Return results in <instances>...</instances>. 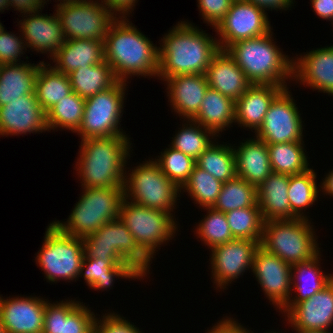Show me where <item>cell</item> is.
<instances>
[{
	"label": "cell",
	"mask_w": 333,
	"mask_h": 333,
	"mask_svg": "<svg viewBox=\"0 0 333 333\" xmlns=\"http://www.w3.org/2000/svg\"><path fill=\"white\" fill-rule=\"evenodd\" d=\"M266 333H280V332H277V331H275V332H274V331L267 332V331H266ZM281 333H282V332H281Z\"/></svg>",
	"instance_id": "94428289"
},
{
	"label": "cell",
	"mask_w": 333,
	"mask_h": 333,
	"mask_svg": "<svg viewBox=\"0 0 333 333\" xmlns=\"http://www.w3.org/2000/svg\"><path fill=\"white\" fill-rule=\"evenodd\" d=\"M234 0H197L199 13L208 26L216 28L224 19Z\"/></svg>",
	"instance_id": "7dc6e473"
},
{
	"label": "cell",
	"mask_w": 333,
	"mask_h": 333,
	"mask_svg": "<svg viewBox=\"0 0 333 333\" xmlns=\"http://www.w3.org/2000/svg\"><path fill=\"white\" fill-rule=\"evenodd\" d=\"M27 62L0 65V107L35 93V82L39 68L44 64Z\"/></svg>",
	"instance_id": "4dcf8cb0"
},
{
	"label": "cell",
	"mask_w": 333,
	"mask_h": 333,
	"mask_svg": "<svg viewBox=\"0 0 333 333\" xmlns=\"http://www.w3.org/2000/svg\"><path fill=\"white\" fill-rule=\"evenodd\" d=\"M222 182L214 178L211 174L194 166L188 180L181 187V191L190 195L193 203L198 207L212 208L222 188Z\"/></svg>",
	"instance_id": "60d3db41"
},
{
	"label": "cell",
	"mask_w": 333,
	"mask_h": 333,
	"mask_svg": "<svg viewBox=\"0 0 333 333\" xmlns=\"http://www.w3.org/2000/svg\"><path fill=\"white\" fill-rule=\"evenodd\" d=\"M45 305L42 333H94L96 315L76 299Z\"/></svg>",
	"instance_id": "d6986e66"
},
{
	"label": "cell",
	"mask_w": 333,
	"mask_h": 333,
	"mask_svg": "<svg viewBox=\"0 0 333 333\" xmlns=\"http://www.w3.org/2000/svg\"><path fill=\"white\" fill-rule=\"evenodd\" d=\"M326 177H324L323 181H321V192L322 195H329L331 197H333V169L332 171H329L327 175H325Z\"/></svg>",
	"instance_id": "db71d44e"
},
{
	"label": "cell",
	"mask_w": 333,
	"mask_h": 333,
	"mask_svg": "<svg viewBox=\"0 0 333 333\" xmlns=\"http://www.w3.org/2000/svg\"><path fill=\"white\" fill-rule=\"evenodd\" d=\"M237 319L225 316L223 319L214 324L206 333H253V331L245 328Z\"/></svg>",
	"instance_id": "c3c4849f"
},
{
	"label": "cell",
	"mask_w": 333,
	"mask_h": 333,
	"mask_svg": "<svg viewBox=\"0 0 333 333\" xmlns=\"http://www.w3.org/2000/svg\"><path fill=\"white\" fill-rule=\"evenodd\" d=\"M296 56L293 57V81L333 96V45Z\"/></svg>",
	"instance_id": "ffe728a7"
},
{
	"label": "cell",
	"mask_w": 333,
	"mask_h": 333,
	"mask_svg": "<svg viewBox=\"0 0 333 333\" xmlns=\"http://www.w3.org/2000/svg\"><path fill=\"white\" fill-rule=\"evenodd\" d=\"M217 137L235 123V101L209 87L197 115L192 119Z\"/></svg>",
	"instance_id": "1f68e13d"
},
{
	"label": "cell",
	"mask_w": 333,
	"mask_h": 333,
	"mask_svg": "<svg viewBox=\"0 0 333 333\" xmlns=\"http://www.w3.org/2000/svg\"><path fill=\"white\" fill-rule=\"evenodd\" d=\"M289 181L290 175L272 172L256 188L257 204L264 221L290 219Z\"/></svg>",
	"instance_id": "f1b7e54d"
},
{
	"label": "cell",
	"mask_w": 333,
	"mask_h": 333,
	"mask_svg": "<svg viewBox=\"0 0 333 333\" xmlns=\"http://www.w3.org/2000/svg\"><path fill=\"white\" fill-rule=\"evenodd\" d=\"M10 8H14L15 11H19L22 15L28 14L30 12H37L44 9L43 3L41 0H9Z\"/></svg>",
	"instance_id": "816d5d0a"
},
{
	"label": "cell",
	"mask_w": 333,
	"mask_h": 333,
	"mask_svg": "<svg viewBox=\"0 0 333 333\" xmlns=\"http://www.w3.org/2000/svg\"><path fill=\"white\" fill-rule=\"evenodd\" d=\"M129 136L81 140L76 166L81 186L88 188L123 187L132 147Z\"/></svg>",
	"instance_id": "3957f363"
},
{
	"label": "cell",
	"mask_w": 333,
	"mask_h": 333,
	"mask_svg": "<svg viewBox=\"0 0 333 333\" xmlns=\"http://www.w3.org/2000/svg\"><path fill=\"white\" fill-rule=\"evenodd\" d=\"M283 89L273 84H252L235 101V123L256 133L263 124L271 102Z\"/></svg>",
	"instance_id": "cb8c5ba5"
},
{
	"label": "cell",
	"mask_w": 333,
	"mask_h": 333,
	"mask_svg": "<svg viewBox=\"0 0 333 333\" xmlns=\"http://www.w3.org/2000/svg\"><path fill=\"white\" fill-rule=\"evenodd\" d=\"M291 267L261 246L255 251L251 272L269 302L279 311L292 295Z\"/></svg>",
	"instance_id": "2e32d148"
},
{
	"label": "cell",
	"mask_w": 333,
	"mask_h": 333,
	"mask_svg": "<svg viewBox=\"0 0 333 333\" xmlns=\"http://www.w3.org/2000/svg\"><path fill=\"white\" fill-rule=\"evenodd\" d=\"M310 2L317 16L333 22V0H310Z\"/></svg>",
	"instance_id": "f5cc1de1"
},
{
	"label": "cell",
	"mask_w": 333,
	"mask_h": 333,
	"mask_svg": "<svg viewBox=\"0 0 333 333\" xmlns=\"http://www.w3.org/2000/svg\"><path fill=\"white\" fill-rule=\"evenodd\" d=\"M9 0H0V12H4V10H9Z\"/></svg>",
	"instance_id": "11a10c76"
},
{
	"label": "cell",
	"mask_w": 333,
	"mask_h": 333,
	"mask_svg": "<svg viewBox=\"0 0 333 333\" xmlns=\"http://www.w3.org/2000/svg\"><path fill=\"white\" fill-rule=\"evenodd\" d=\"M57 1L60 2L59 4L57 3V5H63L66 2L73 1V0H57ZM41 2L43 3V6H44L45 4H47L46 2H49V0H47V1L46 0H41Z\"/></svg>",
	"instance_id": "6f0895ef"
},
{
	"label": "cell",
	"mask_w": 333,
	"mask_h": 333,
	"mask_svg": "<svg viewBox=\"0 0 333 333\" xmlns=\"http://www.w3.org/2000/svg\"><path fill=\"white\" fill-rule=\"evenodd\" d=\"M102 320H101V319ZM133 322L130 323L123 316L115 314V312L105 313L101 317H96L95 332L96 333H144L140 331Z\"/></svg>",
	"instance_id": "bcb514c9"
},
{
	"label": "cell",
	"mask_w": 333,
	"mask_h": 333,
	"mask_svg": "<svg viewBox=\"0 0 333 333\" xmlns=\"http://www.w3.org/2000/svg\"><path fill=\"white\" fill-rule=\"evenodd\" d=\"M304 143L267 144L272 172L296 175L310 169Z\"/></svg>",
	"instance_id": "d590c367"
},
{
	"label": "cell",
	"mask_w": 333,
	"mask_h": 333,
	"mask_svg": "<svg viewBox=\"0 0 333 333\" xmlns=\"http://www.w3.org/2000/svg\"><path fill=\"white\" fill-rule=\"evenodd\" d=\"M159 44L160 80L177 75L205 74L220 50L216 37H211L188 20L173 26Z\"/></svg>",
	"instance_id": "6da1fadb"
},
{
	"label": "cell",
	"mask_w": 333,
	"mask_h": 333,
	"mask_svg": "<svg viewBox=\"0 0 333 333\" xmlns=\"http://www.w3.org/2000/svg\"><path fill=\"white\" fill-rule=\"evenodd\" d=\"M273 32L240 40L226 51L252 84H273L287 88L293 81L294 59L275 44Z\"/></svg>",
	"instance_id": "277c9868"
},
{
	"label": "cell",
	"mask_w": 333,
	"mask_h": 333,
	"mask_svg": "<svg viewBox=\"0 0 333 333\" xmlns=\"http://www.w3.org/2000/svg\"><path fill=\"white\" fill-rule=\"evenodd\" d=\"M316 179L317 174L313 168L300 174L290 175L287 191L290 202V219H309L305 211L310 206L315 205L314 203L318 201L319 192L321 191L320 184L317 186Z\"/></svg>",
	"instance_id": "836d02e7"
},
{
	"label": "cell",
	"mask_w": 333,
	"mask_h": 333,
	"mask_svg": "<svg viewBox=\"0 0 333 333\" xmlns=\"http://www.w3.org/2000/svg\"><path fill=\"white\" fill-rule=\"evenodd\" d=\"M295 333H331V332L323 331V330H314V331L303 330V331H296Z\"/></svg>",
	"instance_id": "9f6ffc18"
},
{
	"label": "cell",
	"mask_w": 333,
	"mask_h": 333,
	"mask_svg": "<svg viewBox=\"0 0 333 333\" xmlns=\"http://www.w3.org/2000/svg\"><path fill=\"white\" fill-rule=\"evenodd\" d=\"M82 191L67 221L51 222L64 234L79 238L92 234L105 223L119 218L124 198L123 187H82Z\"/></svg>",
	"instance_id": "5b68a950"
},
{
	"label": "cell",
	"mask_w": 333,
	"mask_h": 333,
	"mask_svg": "<svg viewBox=\"0 0 333 333\" xmlns=\"http://www.w3.org/2000/svg\"><path fill=\"white\" fill-rule=\"evenodd\" d=\"M126 17L117 18L104 39L105 61L118 81L134 77H158L159 49Z\"/></svg>",
	"instance_id": "7a4b0ae2"
},
{
	"label": "cell",
	"mask_w": 333,
	"mask_h": 333,
	"mask_svg": "<svg viewBox=\"0 0 333 333\" xmlns=\"http://www.w3.org/2000/svg\"><path fill=\"white\" fill-rule=\"evenodd\" d=\"M247 2L253 3L257 7L263 9L264 11L268 10H289L288 8H291L294 6L293 0H245ZM293 4V5H292Z\"/></svg>",
	"instance_id": "f907efd6"
},
{
	"label": "cell",
	"mask_w": 333,
	"mask_h": 333,
	"mask_svg": "<svg viewBox=\"0 0 333 333\" xmlns=\"http://www.w3.org/2000/svg\"><path fill=\"white\" fill-rule=\"evenodd\" d=\"M164 81L171 109L180 118L192 120L197 115L209 88L205 74L177 75Z\"/></svg>",
	"instance_id": "603a6c76"
},
{
	"label": "cell",
	"mask_w": 333,
	"mask_h": 333,
	"mask_svg": "<svg viewBox=\"0 0 333 333\" xmlns=\"http://www.w3.org/2000/svg\"><path fill=\"white\" fill-rule=\"evenodd\" d=\"M0 333H6V330L3 328L1 323H0Z\"/></svg>",
	"instance_id": "680465c9"
},
{
	"label": "cell",
	"mask_w": 333,
	"mask_h": 333,
	"mask_svg": "<svg viewBox=\"0 0 333 333\" xmlns=\"http://www.w3.org/2000/svg\"><path fill=\"white\" fill-rule=\"evenodd\" d=\"M205 76L209 87L234 101L252 85L226 50H219L213 57Z\"/></svg>",
	"instance_id": "d4e9b609"
},
{
	"label": "cell",
	"mask_w": 333,
	"mask_h": 333,
	"mask_svg": "<svg viewBox=\"0 0 333 333\" xmlns=\"http://www.w3.org/2000/svg\"><path fill=\"white\" fill-rule=\"evenodd\" d=\"M179 129L172 137L173 140L169 146L194 160L215 142L214 137H217L211 130L190 119H184L182 128Z\"/></svg>",
	"instance_id": "74e56055"
},
{
	"label": "cell",
	"mask_w": 333,
	"mask_h": 333,
	"mask_svg": "<svg viewBox=\"0 0 333 333\" xmlns=\"http://www.w3.org/2000/svg\"><path fill=\"white\" fill-rule=\"evenodd\" d=\"M254 137V138H253ZM234 146L236 175L256 188L272 173L267 144L253 136Z\"/></svg>",
	"instance_id": "484cf974"
},
{
	"label": "cell",
	"mask_w": 333,
	"mask_h": 333,
	"mask_svg": "<svg viewBox=\"0 0 333 333\" xmlns=\"http://www.w3.org/2000/svg\"><path fill=\"white\" fill-rule=\"evenodd\" d=\"M127 86L126 82L118 81L108 90L85 99L83 120L76 132L81 140L127 136L120 124L125 107L124 102H126L124 100Z\"/></svg>",
	"instance_id": "8fae6325"
},
{
	"label": "cell",
	"mask_w": 333,
	"mask_h": 333,
	"mask_svg": "<svg viewBox=\"0 0 333 333\" xmlns=\"http://www.w3.org/2000/svg\"><path fill=\"white\" fill-rule=\"evenodd\" d=\"M289 87L284 88L271 102L262 126L255 136L266 144L304 142L300 111Z\"/></svg>",
	"instance_id": "4fadbf2b"
},
{
	"label": "cell",
	"mask_w": 333,
	"mask_h": 333,
	"mask_svg": "<svg viewBox=\"0 0 333 333\" xmlns=\"http://www.w3.org/2000/svg\"><path fill=\"white\" fill-rule=\"evenodd\" d=\"M68 76L72 91L84 99L108 90L118 82L112 67L106 61L78 68Z\"/></svg>",
	"instance_id": "d6a6232c"
},
{
	"label": "cell",
	"mask_w": 333,
	"mask_h": 333,
	"mask_svg": "<svg viewBox=\"0 0 333 333\" xmlns=\"http://www.w3.org/2000/svg\"><path fill=\"white\" fill-rule=\"evenodd\" d=\"M84 106L85 99L75 92L59 100L46 112L49 132L61 128L76 133L83 120Z\"/></svg>",
	"instance_id": "f35d334b"
},
{
	"label": "cell",
	"mask_w": 333,
	"mask_h": 333,
	"mask_svg": "<svg viewBox=\"0 0 333 333\" xmlns=\"http://www.w3.org/2000/svg\"><path fill=\"white\" fill-rule=\"evenodd\" d=\"M206 210L207 215L203 216L204 219L200 220L196 225L194 231L197 238L208 246L209 249L222 245L234 237L231 234V229L223 212L217 211L213 208H203Z\"/></svg>",
	"instance_id": "7bdbcfd3"
},
{
	"label": "cell",
	"mask_w": 333,
	"mask_h": 333,
	"mask_svg": "<svg viewBox=\"0 0 333 333\" xmlns=\"http://www.w3.org/2000/svg\"><path fill=\"white\" fill-rule=\"evenodd\" d=\"M55 7L66 40L104 41L110 25L117 19L100 0H73Z\"/></svg>",
	"instance_id": "7c38bea8"
},
{
	"label": "cell",
	"mask_w": 333,
	"mask_h": 333,
	"mask_svg": "<svg viewBox=\"0 0 333 333\" xmlns=\"http://www.w3.org/2000/svg\"><path fill=\"white\" fill-rule=\"evenodd\" d=\"M168 147L160 152L161 155H158V158H155L154 161L167 178L181 188L192 173L196 160L181 151Z\"/></svg>",
	"instance_id": "ee69618b"
},
{
	"label": "cell",
	"mask_w": 333,
	"mask_h": 333,
	"mask_svg": "<svg viewBox=\"0 0 333 333\" xmlns=\"http://www.w3.org/2000/svg\"><path fill=\"white\" fill-rule=\"evenodd\" d=\"M137 2L138 0H101V3L117 18L130 17Z\"/></svg>",
	"instance_id": "681fc988"
},
{
	"label": "cell",
	"mask_w": 333,
	"mask_h": 333,
	"mask_svg": "<svg viewBox=\"0 0 333 333\" xmlns=\"http://www.w3.org/2000/svg\"><path fill=\"white\" fill-rule=\"evenodd\" d=\"M256 205V187L236 176L222 184L221 191L212 208L226 213L235 209L255 207Z\"/></svg>",
	"instance_id": "ab89813d"
},
{
	"label": "cell",
	"mask_w": 333,
	"mask_h": 333,
	"mask_svg": "<svg viewBox=\"0 0 333 333\" xmlns=\"http://www.w3.org/2000/svg\"><path fill=\"white\" fill-rule=\"evenodd\" d=\"M174 214L151 209L123 198L119 219L128 228L138 247L152 260L160 245L168 243L177 234ZM167 241V242H166Z\"/></svg>",
	"instance_id": "9c48e42d"
},
{
	"label": "cell",
	"mask_w": 333,
	"mask_h": 333,
	"mask_svg": "<svg viewBox=\"0 0 333 333\" xmlns=\"http://www.w3.org/2000/svg\"><path fill=\"white\" fill-rule=\"evenodd\" d=\"M56 71L68 75L72 71L105 61L104 41L90 39L65 40L51 59Z\"/></svg>",
	"instance_id": "83f0119b"
},
{
	"label": "cell",
	"mask_w": 333,
	"mask_h": 333,
	"mask_svg": "<svg viewBox=\"0 0 333 333\" xmlns=\"http://www.w3.org/2000/svg\"><path fill=\"white\" fill-rule=\"evenodd\" d=\"M5 29H4V26H3V24L0 22V34L4 31Z\"/></svg>",
	"instance_id": "91938a15"
},
{
	"label": "cell",
	"mask_w": 333,
	"mask_h": 333,
	"mask_svg": "<svg viewBox=\"0 0 333 333\" xmlns=\"http://www.w3.org/2000/svg\"><path fill=\"white\" fill-rule=\"evenodd\" d=\"M261 241L234 238L210 249L212 282L219 289L226 290L245 270H251L255 251Z\"/></svg>",
	"instance_id": "9a60e30c"
},
{
	"label": "cell",
	"mask_w": 333,
	"mask_h": 333,
	"mask_svg": "<svg viewBox=\"0 0 333 333\" xmlns=\"http://www.w3.org/2000/svg\"><path fill=\"white\" fill-rule=\"evenodd\" d=\"M84 278L88 287L94 291H105L114 285L115 277L119 279H139L143 276L127 261H104L101 258L85 257L82 261L79 277ZM141 278V279H140Z\"/></svg>",
	"instance_id": "f546056e"
},
{
	"label": "cell",
	"mask_w": 333,
	"mask_h": 333,
	"mask_svg": "<svg viewBox=\"0 0 333 333\" xmlns=\"http://www.w3.org/2000/svg\"><path fill=\"white\" fill-rule=\"evenodd\" d=\"M82 239L85 257L127 261L143 277L149 276L152 260L138 247L133 235L119 218L105 223Z\"/></svg>",
	"instance_id": "ba28073f"
},
{
	"label": "cell",
	"mask_w": 333,
	"mask_h": 333,
	"mask_svg": "<svg viewBox=\"0 0 333 333\" xmlns=\"http://www.w3.org/2000/svg\"><path fill=\"white\" fill-rule=\"evenodd\" d=\"M309 219L264 221L260 246L289 265L306 262L321 253Z\"/></svg>",
	"instance_id": "8992f818"
},
{
	"label": "cell",
	"mask_w": 333,
	"mask_h": 333,
	"mask_svg": "<svg viewBox=\"0 0 333 333\" xmlns=\"http://www.w3.org/2000/svg\"><path fill=\"white\" fill-rule=\"evenodd\" d=\"M2 297L0 323L6 333H42L47 299L32 295Z\"/></svg>",
	"instance_id": "ac0fdd59"
},
{
	"label": "cell",
	"mask_w": 333,
	"mask_h": 333,
	"mask_svg": "<svg viewBox=\"0 0 333 333\" xmlns=\"http://www.w3.org/2000/svg\"><path fill=\"white\" fill-rule=\"evenodd\" d=\"M214 30L220 50H226L235 42L266 35L273 29L266 11L245 0H234Z\"/></svg>",
	"instance_id": "5bb4252c"
},
{
	"label": "cell",
	"mask_w": 333,
	"mask_h": 333,
	"mask_svg": "<svg viewBox=\"0 0 333 333\" xmlns=\"http://www.w3.org/2000/svg\"><path fill=\"white\" fill-rule=\"evenodd\" d=\"M16 35L12 32L9 33L7 30H4L0 34V65L23 63V61H20V58L26 54L27 47L23 36H21L22 33L19 34V37Z\"/></svg>",
	"instance_id": "f6af8a7d"
},
{
	"label": "cell",
	"mask_w": 333,
	"mask_h": 333,
	"mask_svg": "<svg viewBox=\"0 0 333 333\" xmlns=\"http://www.w3.org/2000/svg\"><path fill=\"white\" fill-rule=\"evenodd\" d=\"M49 131L46 112L35 93L0 107V136H19Z\"/></svg>",
	"instance_id": "e0dca14e"
},
{
	"label": "cell",
	"mask_w": 333,
	"mask_h": 333,
	"mask_svg": "<svg viewBox=\"0 0 333 333\" xmlns=\"http://www.w3.org/2000/svg\"><path fill=\"white\" fill-rule=\"evenodd\" d=\"M213 142L197 159L196 166L222 183L235 178L236 165L232 144Z\"/></svg>",
	"instance_id": "8d00e7d4"
},
{
	"label": "cell",
	"mask_w": 333,
	"mask_h": 333,
	"mask_svg": "<svg viewBox=\"0 0 333 333\" xmlns=\"http://www.w3.org/2000/svg\"><path fill=\"white\" fill-rule=\"evenodd\" d=\"M225 215L234 238L261 241L264 220L258 204L235 209Z\"/></svg>",
	"instance_id": "b9f144b4"
},
{
	"label": "cell",
	"mask_w": 333,
	"mask_h": 333,
	"mask_svg": "<svg viewBox=\"0 0 333 333\" xmlns=\"http://www.w3.org/2000/svg\"><path fill=\"white\" fill-rule=\"evenodd\" d=\"M44 236L35 260L47 282L78 281L85 256L83 239L64 234L53 223L47 226Z\"/></svg>",
	"instance_id": "30bf717a"
},
{
	"label": "cell",
	"mask_w": 333,
	"mask_h": 333,
	"mask_svg": "<svg viewBox=\"0 0 333 333\" xmlns=\"http://www.w3.org/2000/svg\"><path fill=\"white\" fill-rule=\"evenodd\" d=\"M49 15L41 14L40 10L30 12L22 14L23 19L17 23L26 47L37 53H48L52 59L66 39L56 13Z\"/></svg>",
	"instance_id": "44dd1931"
},
{
	"label": "cell",
	"mask_w": 333,
	"mask_h": 333,
	"mask_svg": "<svg viewBox=\"0 0 333 333\" xmlns=\"http://www.w3.org/2000/svg\"><path fill=\"white\" fill-rule=\"evenodd\" d=\"M321 254L306 262L297 263L291 267L292 294L288 303L278 312L286 316L297 304L321 291L332 280L333 274H326L320 266ZM325 273V274H324Z\"/></svg>",
	"instance_id": "4316f807"
},
{
	"label": "cell",
	"mask_w": 333,
	"mask_h": 333,
	"mask_svg": "<svg viewBox=\"0 0 333 333\" xmlns=\"http://www.w3.org/2000/svg\"><path fill=\"white\" fill-rule=\"evenodd\" d=\"M295 331H330L333 326V280L312 297L297 304L285 317Z\"/></svg>",
	"instance_id": "7402d4cb"
},
{
	"label": "cell",
	"mask_w": 333,
	"mask_h": 333,
	"mask_svg": "<svg viewBox=\"0 0 333 333\" xmlns=\"http://www.w3.org/2000/svg\"><path fill=\"white\" fill-rule=\"evenodd\" d=\"M124 174V198L131 202L170 214L176 209L181 188L167 178L154 159L130 169ZM130 171V173H129ZM174 209V210H173Z\"/></svg>",
	"instance_id": "52a82bcc"
},
{
	"label": "cell",
	"mask_w": 333,
	"mask_h": 333,
	"mask_svg": "<svg viewBox=\"0 0 333 333\" xmlns=\"http://www.w3.org/2000/svg\"><path fill=\"white\" fill-rule=\"evenodd\" d=\"M50 65L45 62L39 68L35 82V95L45 112L73 92L69 76L56 71Z\"/></svg>",
	"instance_id": "e575fe53"
}]
</instances>
